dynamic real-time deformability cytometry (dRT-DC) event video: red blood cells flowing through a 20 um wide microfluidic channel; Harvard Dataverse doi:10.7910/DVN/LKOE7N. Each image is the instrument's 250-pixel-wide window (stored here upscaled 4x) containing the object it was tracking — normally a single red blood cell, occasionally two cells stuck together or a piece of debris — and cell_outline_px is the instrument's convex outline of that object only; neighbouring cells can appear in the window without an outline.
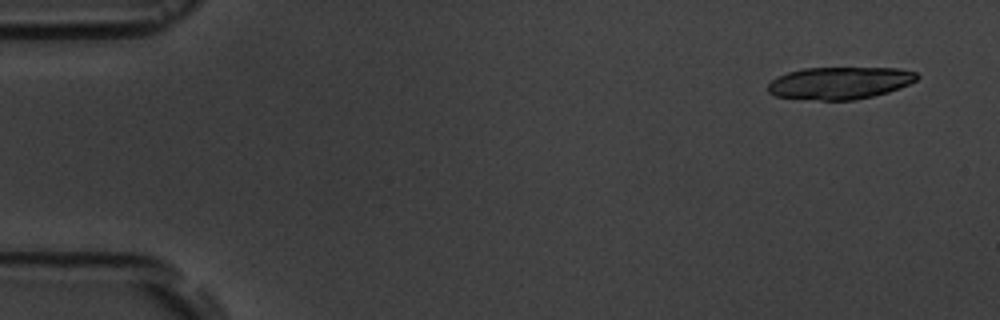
{"species": "common noctule bat (a hibernating species)", "species_latin": "Nyctalus noctula", "temperature_condition": "room temperature", "stored_images_in_passage": 6, "camera_frame_rate_fps": 3000, "um_per_image_px": 0.085, "animal": {"sex": "male", "body_mass_g": 19.5, "forearm_length_mm": 54.6}, "frame": {"image": 1, "passage_image": 1, "time_ms": 0.0, "image_size_px": [1000, 320], "cell_outline_px": [[920, 76], [916, 80], [900, 88], [888, 92], [872, 96], [852, 100], [820, 100], [776, 96], [768, 92], [768, 84], [776, 76], [788, 72], [804, 68], [896, 68], [916, 72]], "centroid_in_image_um": [71.37, 7.05], "position_along_channel_um": 13.6, "area_um2": 27.92}}